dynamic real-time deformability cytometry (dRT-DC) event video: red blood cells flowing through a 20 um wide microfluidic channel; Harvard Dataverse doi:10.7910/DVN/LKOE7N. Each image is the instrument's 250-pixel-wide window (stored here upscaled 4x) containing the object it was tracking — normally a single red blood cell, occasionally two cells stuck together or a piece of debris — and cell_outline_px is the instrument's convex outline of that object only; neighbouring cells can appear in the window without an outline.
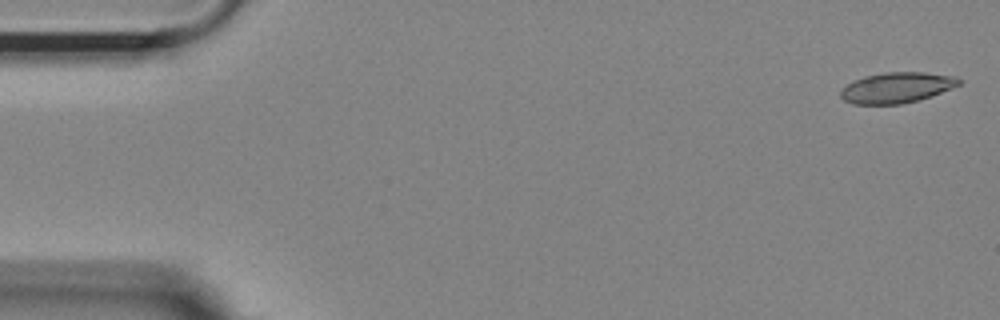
{"species": "Egyptian fruit bat (a non-hibernating species)", "species_latin": "Rousettus aegyptiacus", "temperature_condition": "room temperature", "stored_images_in_passage": 36, "camera_frame_rate_fps": 3000, "um_per_image_px": 0.085, "animal": {"sex": "female"}, "frame": {"image": 1, "passage_image": 1, "time_ms": 0.0, "image_size_px": [1000, 320], "cell_outline_px": [[960, 84], [952, 88], [916, 100], [900, 104], [852, 104], [844, 100], [840, 96], [840, 88], [852, 80], [864, 76], [884, 72], [924, 72], [956, 76], [960, 80]], "centroid_in_image_um": [76.15, 7.43], "position_along_channel_um": 8.8, "area_um2": 21.1}}
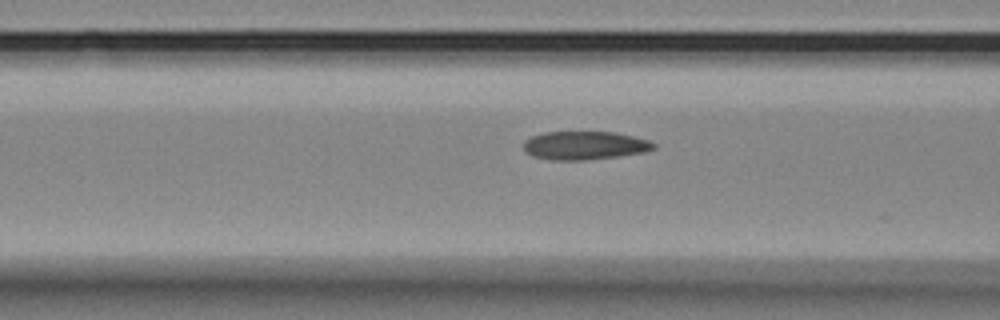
{"frame": {"image": 2, "passage_image": 20, "time_ms": 6.333, "image_size_px": [1000, 320], "cell_outline_px": [[656, 148], [644, 152], [620, 156], [584, 160], [552, 160], [532, 156], [524, 148], [524, 140], [532, 136], [544, 132], [616, 132], [648, 140], [656, 144]], "centroid_in_image_um": [49.71, 12.36], "position_along_channel_um": 116.9, "area_um2": 21.5}}
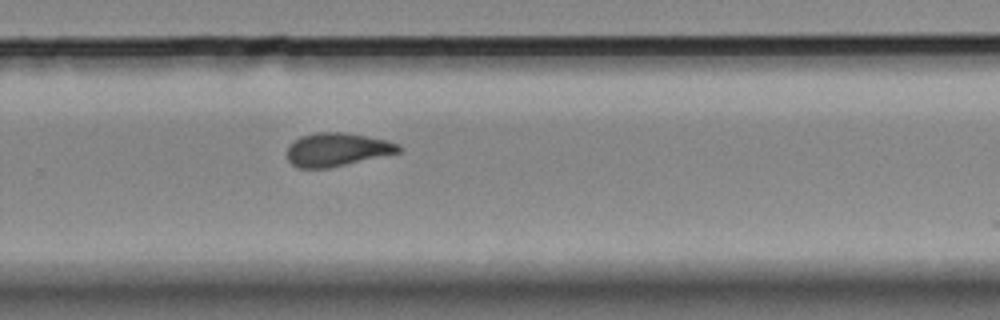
{"frame": {"image": 3, "passage_image": 35, "time_ms": 11.333, "image_size_px": [1000, 320], "cell_outline_px": [[404, 148], [400, 152], [328, 168], [300, 168], [292, 164], [288, 160], [288, 144], [300, 136], [316, 132], [344, 132], [388, 140], [400, 144]], "centroid_in_image_um": [28.66, 12.7], "position_along_channel_um": 301.1, "area_um2": 21.73}}